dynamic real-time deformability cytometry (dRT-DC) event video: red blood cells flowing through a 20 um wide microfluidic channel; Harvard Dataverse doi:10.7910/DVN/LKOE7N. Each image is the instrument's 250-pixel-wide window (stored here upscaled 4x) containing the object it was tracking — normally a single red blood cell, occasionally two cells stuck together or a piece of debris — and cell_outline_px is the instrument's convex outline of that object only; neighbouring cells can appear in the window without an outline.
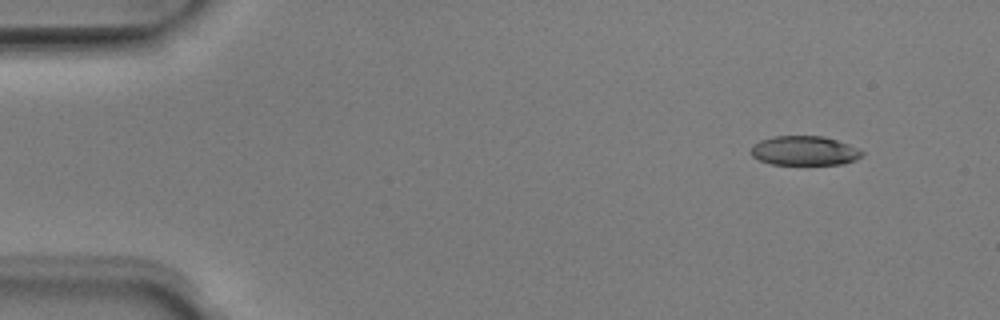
{"species": "Egyptian fruit bat (a non-hibernating species)", "species_latin": "Rousettus aegyptiacus", "temperature_condition": "room temperature", "stored_images_in_passage": 47, "camera_frame_rate_fps": 3000, "um_per_image_px": 0.085, "animal": {"sex": "male"}, "frame": {"image": 1, "passage_image": 1, "time_ms": 0.0, "image_size_px": [1000, 320], "cell_outline_px": [[864, 152], [856, 160], [844, 164], [772, 164], [760, 160], [752, 156], [752, 144], [760, 140], [772, 136], [824, 136], [848, 144]], "centroid_in_image_um": [68.36, 12.8], "position_along_channel_um": 16.6, "area_um2": 18.9}}
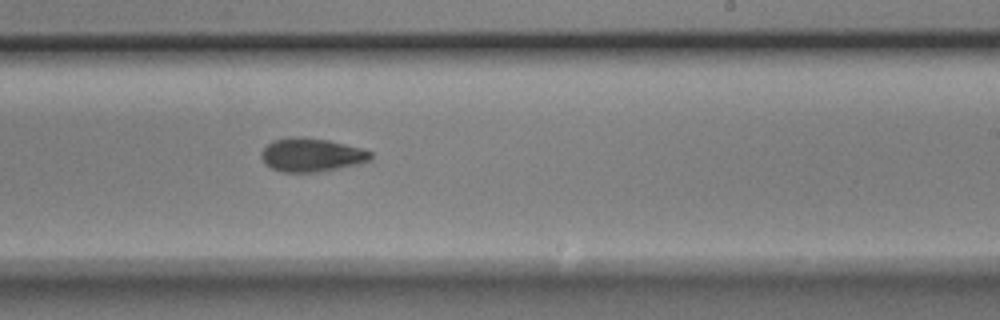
{"frame": {"image": 2, "passage_image": 27, "time_ms": 8.667, "image_size_px": [1000, 320], "cell_outline_px": [[372, 160], [360, 164], [340, 168], [316, 172], [280, 172], [264, 164], [260, 156], [260, 152], [272, 140], [288, 136], [300, 136], [328, 140], [364, 148], [372, 152]], "centroid_in_image_um": [26.48, 13.16], "position_along_channel_um": 262.5, "area_um2": 21.85}}
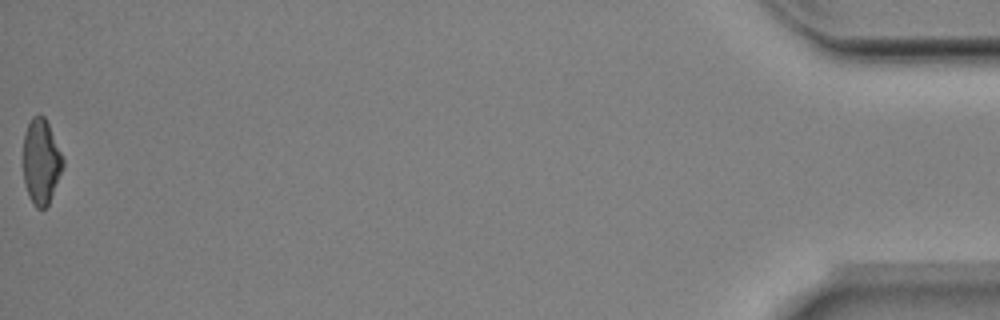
{"frame": {"image": 3, "passage_image": 47, "time_ms": 15.333, "image_size_px": [1000, 320], "cell_outline_px": [[64, 164], [48, 204], [44, 208], [36, 208], [32, 204], [28, 196], [24, 184], [24, 136], [28, 124], [32, 116], [44, 116], [48, 124], [64, 160]], "centroid_in_image_um": [3.48, 13.76], "position_along_channel_um": 431.7, "area_um2": 19.31}, "authors_computed_cell_mechanics": {"area_um2": 20.6924, "velocity_mm_per_s": 4.0148, "shape_relaxation_time_tau1_ms": 4.1302, "shape_relaxation_time_tau2_ms": 6.6126, "deformation_change_tau1": 0.156, "deformation_change_tau2": 0.1477}}